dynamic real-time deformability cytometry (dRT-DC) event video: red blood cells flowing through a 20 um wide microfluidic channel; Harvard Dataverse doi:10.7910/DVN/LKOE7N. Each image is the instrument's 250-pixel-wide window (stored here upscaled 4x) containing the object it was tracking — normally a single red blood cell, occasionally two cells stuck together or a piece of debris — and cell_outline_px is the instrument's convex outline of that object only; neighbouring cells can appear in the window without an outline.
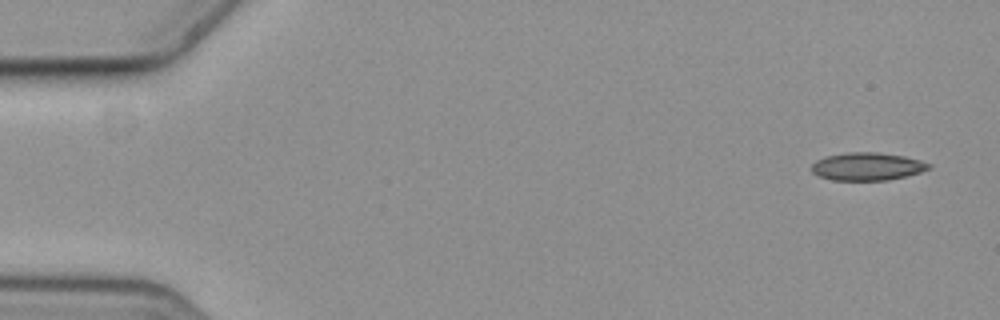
{"species": "common noctule bat (a hibernating species)", "species_latin": "Nyctalus noctula", "temperature_condition": "cold", "stored_images_in_passage": 14, "camera_frame_rate_fps": 3000, "um_per_image_px": 0.085, "animal": {"sex": "female", "body_mass_g": 19.3, "forearm_length_mm": 54.1}, "frame": {"image": 1, "passage_image": 1, "time_ms": 0.0, "image_size_px": [1000, 320], "cell_outline_px": [[932, 168], [920, 172], [888, 180], [832, 180], [820, 176], [812, 172], [812, 164], [816, 160], [828, 156], [848, 152], [880, 152], [904, 156], [920, 160], [932, 164]], "centroid_in_image_um": [73.74, 14.14], "position_along_channel_um": 11.3, "area_um2": 18.96}}
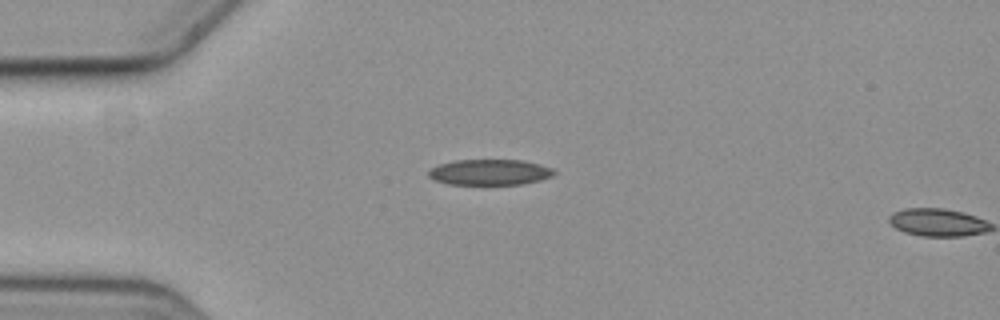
{"frame": {"image": 2, "passage_image": 13, "time_ms": 4.0, "image_size_px": [1000, 320], "cell_outline_px": [[556, 172], [552, 176], [540, 180], [520, 184], [448, 184], [436, 180], [428, 176], [428, 172], [432, 168], [440, 164], [452, 160], [524, 160], [540, 164], [552, 168]], "centroid_in_image_um": [41.64, 14.63], "position_along_channel_um": 43.4, "area_um2": 18.73}}